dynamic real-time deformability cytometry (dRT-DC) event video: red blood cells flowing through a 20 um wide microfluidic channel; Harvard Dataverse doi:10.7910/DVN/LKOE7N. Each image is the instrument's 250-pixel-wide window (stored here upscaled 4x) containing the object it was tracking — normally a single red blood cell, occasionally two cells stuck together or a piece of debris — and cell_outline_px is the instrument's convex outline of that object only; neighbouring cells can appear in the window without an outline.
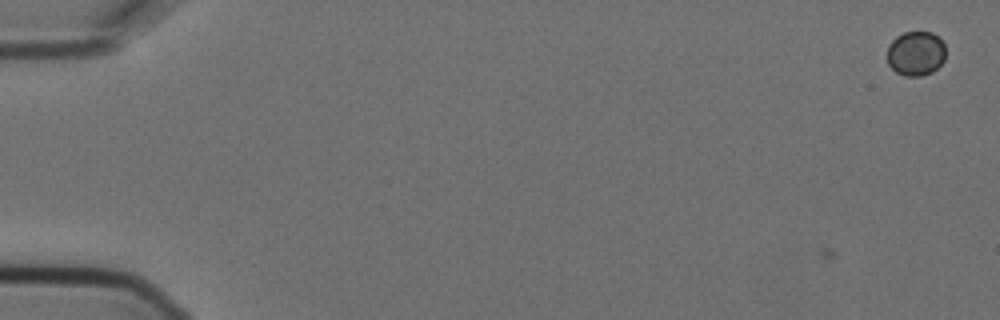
{"species": "Egyptian fruit bat (a non-hibernating species)", "species_latin": "Rousettus aegyptiacus", "temperature_condition": "cold", "stored_images_in_passage": 2, "camera_frame_rate_fps": 3000, "um_per_image_px": 0.085, "animal": {"sex": "female"}, "frame": {"image": 1, "passage_image": 2, "time_ms": 0.333, "image_size_px": [1000, 320], "cell_outline_px": [[944, 60], [932, 72], [920, 76], [904, 76], [896, 72], [888, 64], [888, 44], [896, 36], [904, 32], [932, 32], [944, 44]], "centroid_in_image_um": [77.82, 4.54], "position_along_channel_um": 7.2, "area_um2": 15.09}}